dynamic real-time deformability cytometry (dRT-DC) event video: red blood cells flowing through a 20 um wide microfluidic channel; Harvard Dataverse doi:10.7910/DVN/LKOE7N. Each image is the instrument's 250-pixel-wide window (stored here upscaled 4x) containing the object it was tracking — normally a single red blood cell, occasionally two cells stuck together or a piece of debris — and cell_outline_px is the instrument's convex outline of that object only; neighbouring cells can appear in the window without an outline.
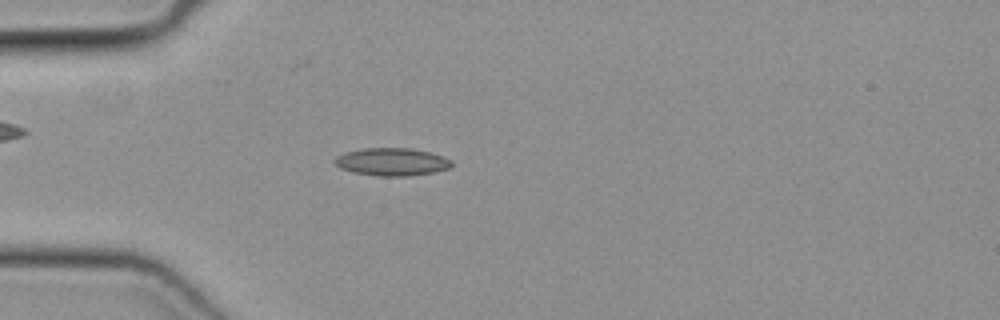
{"species": "common noctule bat (a hibernating species)", "species_latin": "Nyctalus noctula", "temperature_condition": "cold", "stored_images_in_passage": 26, "camera_frame_rate_fps": 3000, "um_per_image_px": 0.085, "animal": {"sex": "female", "body_mass_g": 19.3, "forearm_length_mm": 54.1}, "frame": {"image": 1, "passage_image": 5, "time_ms": 1.333, "image_size_px": [1000, 320], "cell_outline_px": [[452, 164], [448, 168], [432, 172], [408, 176], [376, 176], [352, 172], [340, 168], [332, 160], [336, 156], [344, 152], [364, 148], [412, 148], [444, 156], [452, 160]], "centroid_in_image_um": [33.27, 13.75], "position_along_channel_um": 51.7, "area_um2": 18.96}}
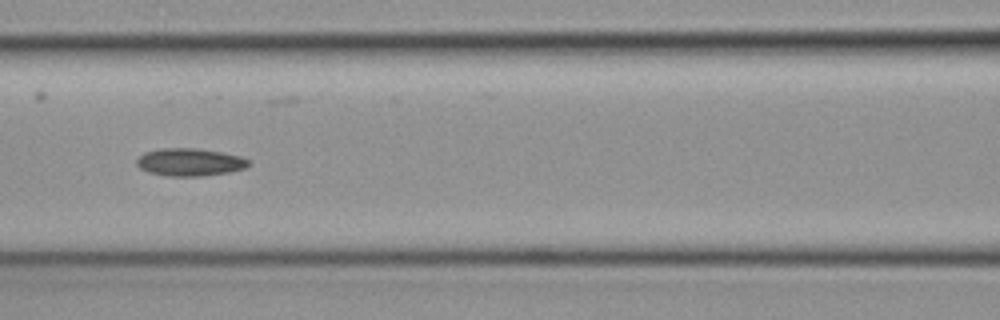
{"frame": {"image": 2, "passage_image": 13, "time_ms": 4.0, "image_size_px": [1000, 320], "cell_outline_px": [[252, 164], [244, 168], [228, 172], [204, 176], [168, 176], [148, 172], [140, 168], [136, 164], [136, 160], [144, 152], [160, 148], [196, 148], [220, 152], [240, 156], [248, 160]], "centroid_in_image_um": [16.11, 13.78], "position_along_channel_um": 150.5, "area_um2": 18.03}}
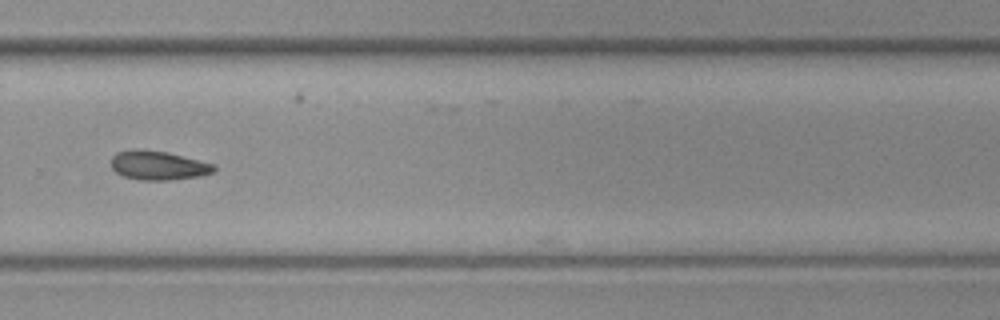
{"frame": {"image": 3, "passage_image": 25, "time_ms": 8.0, "image_size_px": [1000, 320], "cell_outline_px": [[216, 168], [212, 172], [200, 176], [172, 180], [140, 180], [124, 176], [116, 172], [112, 168], [112, 156], [116, 152], [136, 148], [168, 152], [216, 164]], "centroid_in_image_um": [13.46, 14.05], "position_along_channel_um": 316.3, "area_um2": 17.57}}